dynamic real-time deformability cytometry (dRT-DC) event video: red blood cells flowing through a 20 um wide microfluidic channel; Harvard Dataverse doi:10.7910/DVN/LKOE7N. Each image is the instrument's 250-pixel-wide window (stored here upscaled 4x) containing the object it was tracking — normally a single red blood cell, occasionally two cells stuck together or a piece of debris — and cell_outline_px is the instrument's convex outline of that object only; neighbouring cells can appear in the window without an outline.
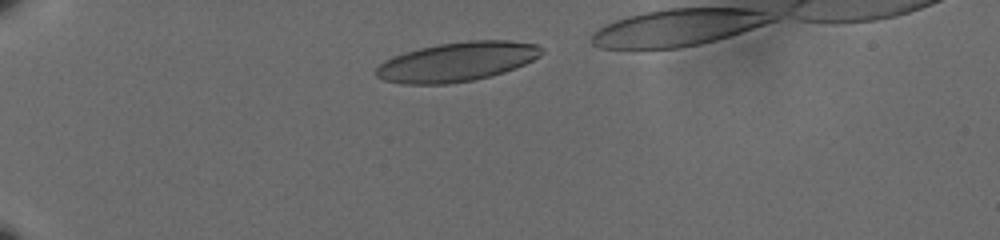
{"species": "human", "species_latin": "Homo sapiens", "temperature_condition": "cold", "stored_images_in_passage": 41, "camera_frame_rate_fps": 3000, "um_per_image_px": 0.085, "donor": {"sex": "male"}, "frame": {"image": 1, "passage_image": 2, "time_ms": 0.333, "image_size_px": [1000, 240], "cell_outline_px": [[544, 52], [540, 56], [524, 64], [504, 72], [492, 76], [472, 80], [448, 84], [400, 84], [384, 80], [376, 76], [376, 68], [384, 60], [392, 56], [420, 48], [440, 44], [468, 40], [508, 40], [536, 44], [544, 48]], "centroid_in_image_um": [38.85, 5.25], "position_along_channel_um": 46.2, "area_um2": 37.92}}
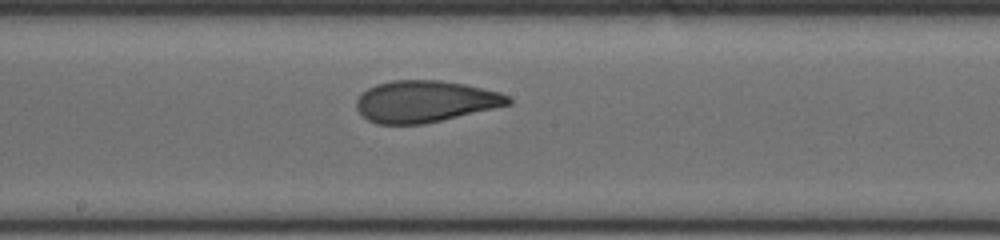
{"frame": {"image": 2, "passage_image": 20, "time_ms": 6.333, "image_size_px": [1000, 240], "cell_outline_px": [[512, 104], [424, 124], [376, 124], [368, 120], [356, 108], [356, 100], [368, 88], [376, 84], [392, 80], [440, 80], [464, 84], [500, 92], [508, 96], [512, 100]], "centroid_in_image_um": [36.13, 8.62], "position_along_channel_um": 212.1, "area_um2": 36.7}}
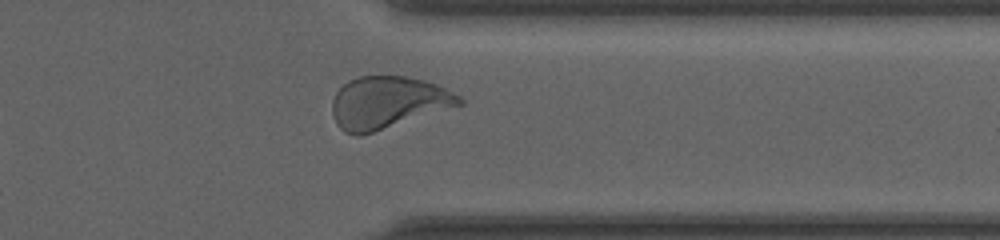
{"frame": {"image": 3, "passage_image": 34, "time_ms": 11.0, "image_size_px": [1000, 240], "cell_outline_px": [[464, 104], [360, 136], [356, 136], [344, 132], [336, 124], [332, 116], [332, 100], [336, 92], [348, 80], [360, 76], [408, 76], [424, 80], [436, 84], [460, 96], [464, 100]], "centroid_in_image_um": [32.94, 8.71], "position_along_channel_um": 378.5, "area_um2": 38.67}}